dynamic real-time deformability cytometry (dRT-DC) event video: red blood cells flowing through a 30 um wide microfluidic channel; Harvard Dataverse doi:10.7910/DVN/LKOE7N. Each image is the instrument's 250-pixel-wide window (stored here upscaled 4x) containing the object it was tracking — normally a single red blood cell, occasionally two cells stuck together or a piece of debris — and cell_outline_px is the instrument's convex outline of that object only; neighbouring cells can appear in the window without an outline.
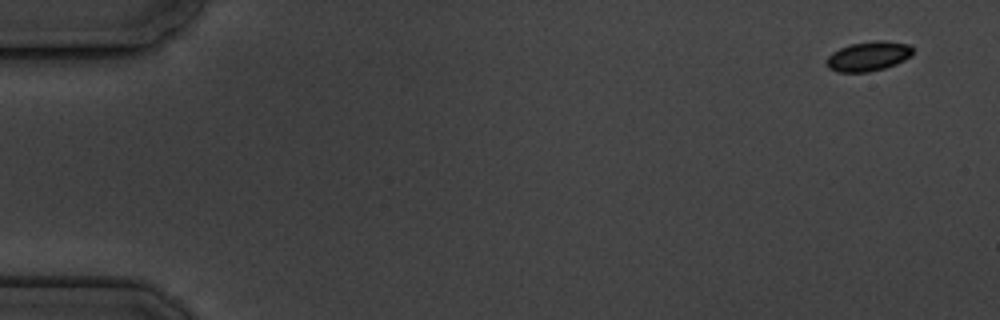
{"species": "common noctule bat (a hibernating species)", "species_latin": "Nyctalus noctula", "temperature_condition": "cold", "stored_images_in_passage": 8, "camera_frame_rate_fps": 3000, "um_per_image_px": 0.085, "animal": {"sex": "male", "body_mass_g": 19.5, "forearm_length_mm": 54.6}, "frame": {"image": 1, "passage_image": 1, "time_ms": 0.0, "image_size_px": [1000, 320], "cell_outline_px": [[912, 56], [896, 64], [884, 68], [868, 72], [836, 72], [828, 68], [828, 56], [832, 52], [840, 48], [852, 44], [876, 40], [884, 40], [908, 44], [912, 48]], "centroid_in_image_um": [73.83, 4.78], "position_along_channel_um": 11.2, "area_um2": 14.8}}
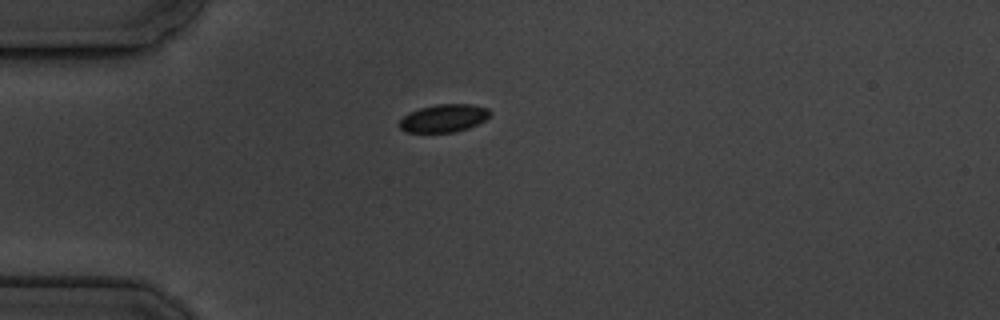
{"frame": {"image": 2, "passage_image": 4, "time_ms": 4.333, "image_size_px": [1000, 320], "cell_outline_px": [[492, 112], [484, 120], [468, 128], [452, 132], [408, 132], [400, 128], [400, 120], [408, 112], [420, 108], [436, 104], [472, 104], [488, 108]], "centroid_in_image_um": [37.72, 10.03], "position_along_channel_um": 47.3, "area_um2": 14.57}}